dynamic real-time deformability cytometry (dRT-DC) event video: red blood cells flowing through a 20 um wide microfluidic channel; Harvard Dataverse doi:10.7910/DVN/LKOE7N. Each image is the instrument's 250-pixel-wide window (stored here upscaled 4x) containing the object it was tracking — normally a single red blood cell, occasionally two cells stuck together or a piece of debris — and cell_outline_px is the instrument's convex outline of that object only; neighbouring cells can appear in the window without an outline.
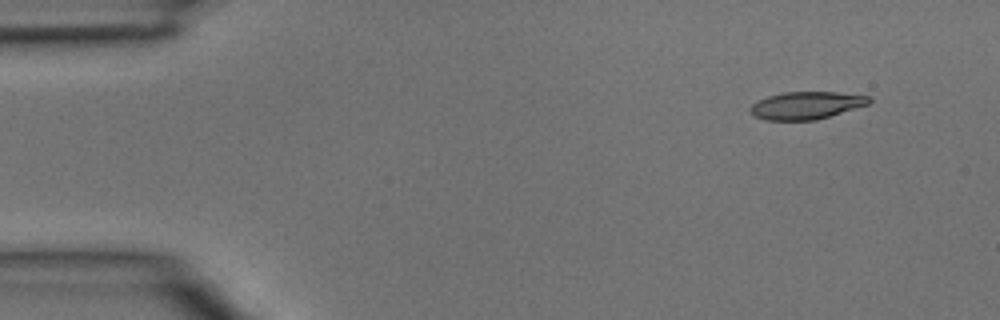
{"species": "common noctule bat (a hibernating species)", "species_latin": "Nyctalus noctula", "temperature_condition": "room temperature", "stored_images_in_passage": 4, "segment_of_instrument_passage": [2, 2], "camera_frame_rate_fps": 3000, "um_per_image_px": 0.085, "animal": {"sex": "male", "body_mass_g": 15.6}, "frame": {"image": 1, "passage_image": 4, "time_ms": 1.0, "image_size_px": [1000, 320], "cell_outline_px": [[872, 100], [868, 104], [816, 120], [764, 120], [752, 116], [752, 104], [756, 100], [768, 96], [784, 92], [836, 92], [872, 96]], "centroid_in_image_um": [68.53, 8.95], "position_along_channel_um": 16.5, "area_um2": 19.02}}